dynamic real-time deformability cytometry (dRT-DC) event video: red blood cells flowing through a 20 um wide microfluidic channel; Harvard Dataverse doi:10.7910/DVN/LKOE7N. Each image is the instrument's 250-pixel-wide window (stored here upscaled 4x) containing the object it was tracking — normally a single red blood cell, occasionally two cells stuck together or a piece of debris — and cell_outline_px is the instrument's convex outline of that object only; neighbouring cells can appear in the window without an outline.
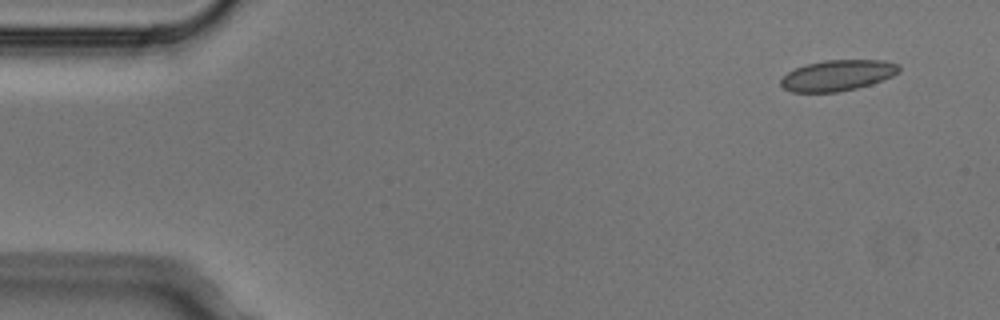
{"species": "Egyptian fruit bat (a non-hibernating species)", "species_latin": "Rousettus aegyptiacus", "temperature_condition": "cold", "stored_images_in_passage": 4, "camera_frame_rate_fps": 3000, "um_per_image_px": 0.085, "animal": {"sex": "male"}, "frame": {"image": 1, "passage_image": 1, "time_ms": 0.0, "image_size_px": [1000, 320], "cell_outline_px": [[900, 72], [892, 76], [872, 84], [856, 88], [836, 92], [792, 92], [784, 88], [780, 84], [780, 80], [788, 72], [796, 68], [808, 64], [824, 60], [884, 60], [900, 64]], "centroid_in_image_um": [71.23, 6.4], "position_along_channel_um": 13.8, "area_um2": 21.21}}